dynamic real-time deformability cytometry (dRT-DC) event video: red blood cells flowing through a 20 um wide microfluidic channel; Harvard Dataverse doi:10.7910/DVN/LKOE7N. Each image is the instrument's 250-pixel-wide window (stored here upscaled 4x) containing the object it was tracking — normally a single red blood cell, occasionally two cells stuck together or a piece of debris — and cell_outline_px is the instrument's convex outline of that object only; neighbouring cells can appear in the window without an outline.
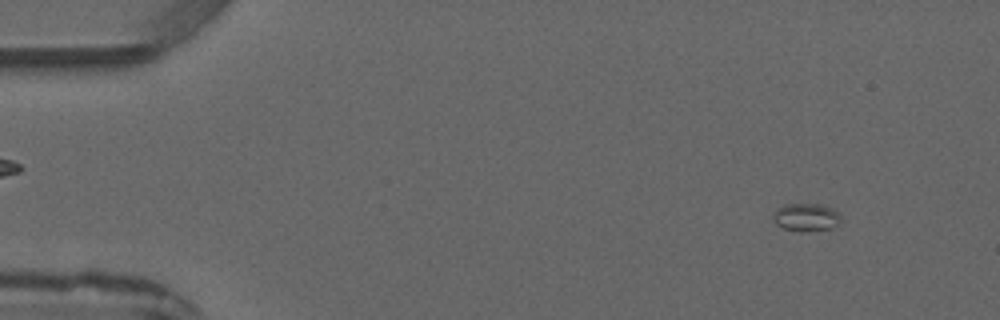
{"species": "common noctule bat (a hibernating species)", "species_latin": "Nyctalus noctula", "temperature_condition": "warm", "stored_images_in_passage": 3, "camera_frame_rate_fps": 3000, "um_per_image_px": 0.085, "animal": {"sex": "male", "forearm_length_mm": 52.5}, "frame": {"image": 1, "passage_image": 1, "time_ms": 0.0, "image_size_px": [1000, 320], "cell_outline_px": [[840, 220], [832, 228], [804, 232], [800, 232], [784, 228], [776, 224], [772, 220], [772, 216], [780, 208], [788, 204], [820, 204], [832, 208], [840, 216]], "centroid_in_image_um": [68.51, 18.48], "position_along_channel_um": 16.5, "area_um2": 10.81}}